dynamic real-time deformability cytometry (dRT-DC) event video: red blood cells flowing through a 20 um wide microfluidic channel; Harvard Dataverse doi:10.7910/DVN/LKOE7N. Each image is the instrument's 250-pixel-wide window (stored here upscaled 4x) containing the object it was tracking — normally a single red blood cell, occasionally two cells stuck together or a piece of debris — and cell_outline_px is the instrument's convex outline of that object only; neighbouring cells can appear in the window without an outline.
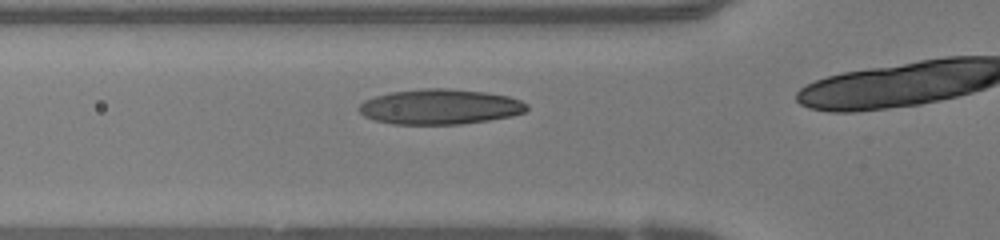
{"species": "human", "species_latin": "Homo sapiens", "temperature_condition": "warm", "stored_images_in_passage": 28, "camera_frame_rate_fps": 3000, "um_per_image_px": 0.085, "donor": {"sex": "female"}, "frame": {"image": 1, "passage_image": 6, "time_ms": 1.667, "image_size_px": [1000, 240], "cell_outline_px": [[528, 108], [524, 112], [512, 116], [488, 120], [460, 124], [392, 124], [372, 120], [364, 116], [356, 108], [364, 100], [376, 96], [392, 92], [424, 88], [448, 88], [484, 92], [508, 96], [520, 100], [528, 104]], "centroid_in_image_um": [37.37, 9.08], "position_along_channel_um": 88.4, "area_um2": 34.51}}
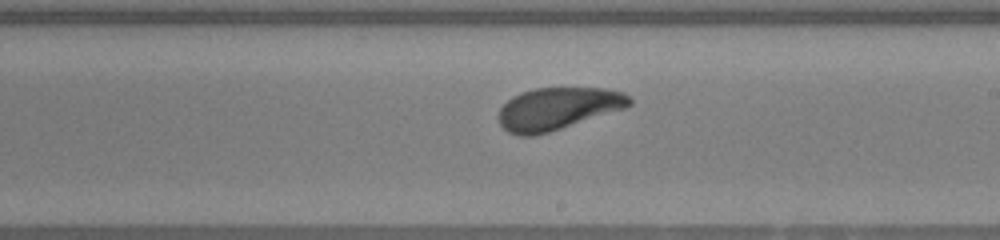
{"frame": {"image": 2, "passage_image": 17, "time_ms": 5.333, "image_size_px": [1000, 240], "cell_outline_px": [[632, 104], [624, 108], [548, 132], [532, 136], [520, 136], [508, 132], [500, 124], [500, 108], [512, 96], [520, 92], [536, 88], [604, 88], [624, 92], [632, 100]], "centroid_in_image_um": [47.4, 9.22], "position_along_channel_um": 241.6, "area_um2": 31.85}}
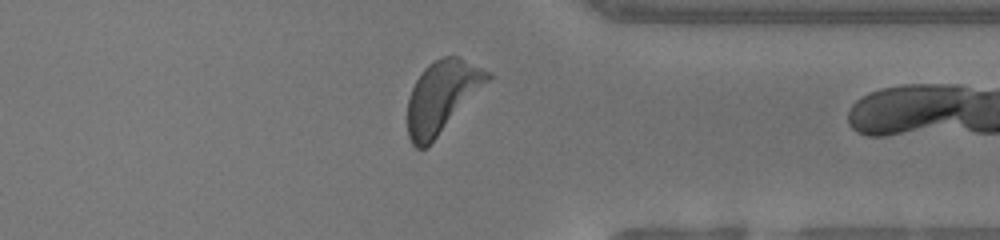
{"frame": {"image": 3, "passage_image": 27, "time_ms": 8.667, "image_size_px": [1000, 240], "cell_outline_px": [[492, 76], [436, 136], [424, 148], [416, 148], [412, 144], [408, 136], [408, 96], [416, 80], [424, 68], [428, 64], [444, 56], [456, 56], [492, 72]], "centroid_in_image_um": [37.53, 8.17], "position_along_channel_um": 373.9, "area_um2": 32.31}}